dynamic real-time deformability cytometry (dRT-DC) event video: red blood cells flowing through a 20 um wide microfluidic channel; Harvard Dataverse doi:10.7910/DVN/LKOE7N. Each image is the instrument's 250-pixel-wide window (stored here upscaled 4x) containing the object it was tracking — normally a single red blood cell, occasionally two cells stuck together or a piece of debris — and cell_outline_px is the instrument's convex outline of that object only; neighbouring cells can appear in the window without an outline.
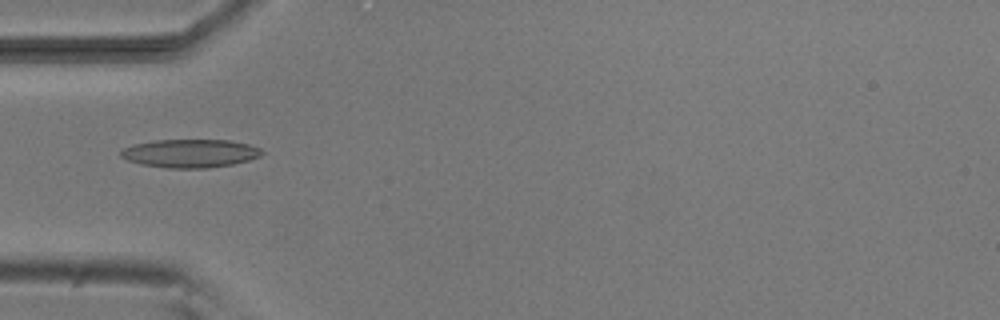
{"species": "common noctule bat (a hibernating species)", "species_latin": "Nyctalus noctula", "temperature_condition": "room temperature", "stored_images_in_passage": 3, "camera_frame_rate_fps": 3000, "um_per_image_px": 0.085, "animal": {"sex": "male", "body_mass_g": 20.5, "forearm_length_mm": 52.5}, "frame": {"image": 1, "passage_image": 1, "time_ms": 0.0, "image_size_px": [1000, 320], "cell_outline_px": [[264, 152], [260, 156], [248, 160], [232, 164], [208, 168], [164, 168], [140, 164], [128, 160], [120, 156], [120, 152], [124, 148], [136, 144], [152, 140], [232, 140], [248, 144], [260, 148]], "centroid_in_image_um": [16.17, 13.03], "position_along_channel_um": 68.8, "area_um2": 23.29}}
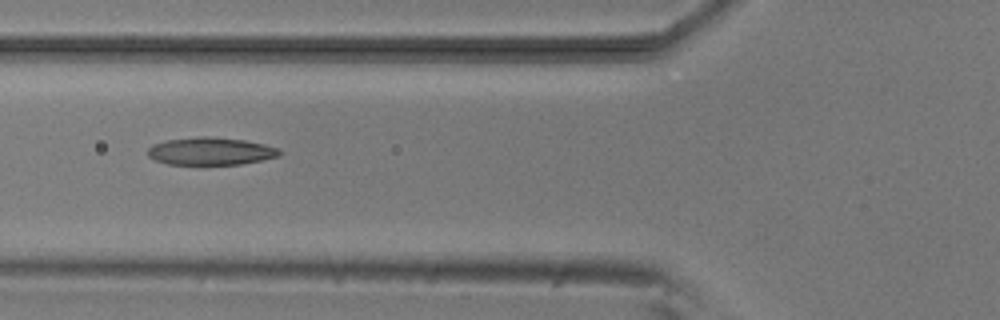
{"frame": {"image": 2, "passage_image": 2, "time_ms": 1.0, "image_size_px": [1000, 320], "cell_outline_px": [[284, 152], [280, 156], [240, 164], [168, 164], [156, 160], [148, 156], [148, 148], [152, 144], [168, 140], [196, 136], [208, 136], [244, 140], [264, 144], [276, 148]], "centroid_in_image_um": [17.91, 12.84], "position_along_channel_um": 107.9, "area_um2": 21.1}}
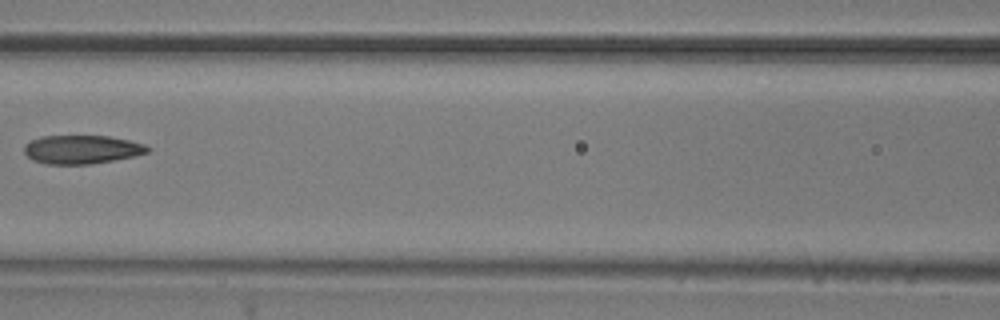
{"frame": {"image": 3, "passage_image": 3, "time_ms": 2.333, "image_size_px": [1000, 320], "cell_outline_px": [[152, 148], [148, 152], [132, 156], [112, 160], [88, 164], [44, 164], [32, 160], [24, 152], [24, 144], [28, 140], [40, 136], [108, 136], [128, 140], [144, 144]], "centroid_in_image_um": [6.89, 12.7], "position_along_channel_um": 159.7, "area_um2": 20.58}}